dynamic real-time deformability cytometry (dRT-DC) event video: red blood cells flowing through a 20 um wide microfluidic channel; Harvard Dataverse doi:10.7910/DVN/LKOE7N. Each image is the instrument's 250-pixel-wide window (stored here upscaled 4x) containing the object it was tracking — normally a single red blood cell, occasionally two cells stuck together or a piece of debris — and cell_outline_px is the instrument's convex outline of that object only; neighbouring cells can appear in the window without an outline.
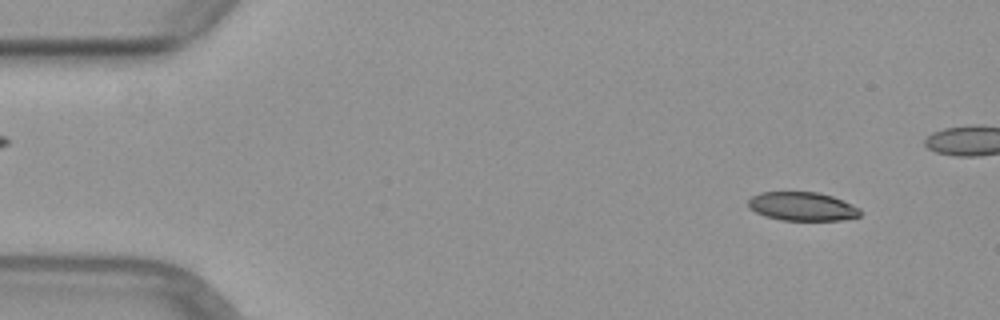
{"species": "common noctule bat (a hibernating species)", "species_latin": "Nyctalus noctula", "temperature_condition": "warm", "stored_images_in_passage": 13, "camera_frame_rate_fps": 3000, "um_per_image_px": 0.085, "animal": {"sex": "female", "body_mass_g": 29.2, "forearm_length_mm": 56.3}, "frame": {"image": 1, "passage_image": 4, "time_ms": 1.0, "image_size_px": [1000, 320], "cell_outline_px": [[860, 212], [856, 216], [832, 220], [788, 220], [772, 216], [760, 212], [752, 208], [752, 200], [756, 196], [768, 192], [812, 192], [828, 196], [840, 200], [848, 204]], "centroid_in_image_um": [68.22, 17.54], "position_along_channel_um": 16.8, "area_um2": 16.94}}